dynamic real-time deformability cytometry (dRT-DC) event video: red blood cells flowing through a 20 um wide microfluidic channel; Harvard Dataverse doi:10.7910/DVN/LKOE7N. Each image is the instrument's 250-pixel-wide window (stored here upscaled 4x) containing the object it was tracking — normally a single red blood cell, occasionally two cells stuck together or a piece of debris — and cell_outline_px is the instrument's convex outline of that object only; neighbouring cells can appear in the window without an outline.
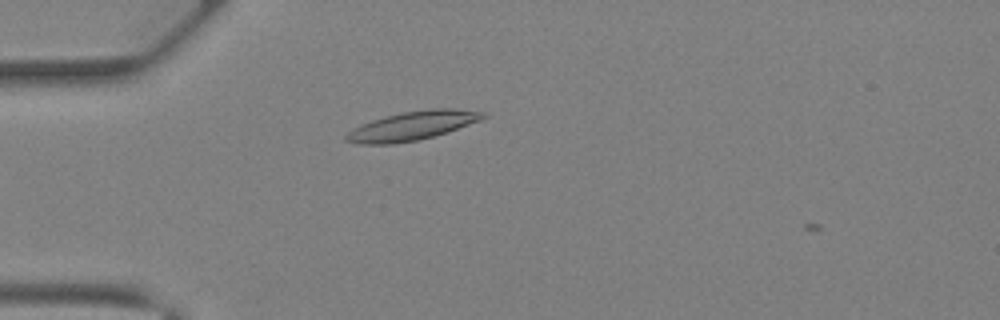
{"species": "Egyptian fruit bat (a non-hibernating species)", "species_latin": "Rousettus aegyptiacus", "temperature_condition": "warm", "stored_images_in_passage": 5, "camera_frame_rate_fps": 3000, "um_per_image_px": 0.085, "animal": {"sex": "female"}, "frame": {"image": 1, "passage_image": 4, "time_ms": 1.0, "image_size_px": [1000, 320], "cell_outline_px": [[488, 116], [480, 120], [432, 136], [416, 140], [392, 144], [356, 144], [344, 140], [344, 136], [352, 128], [360, 124], [384, 116], [404, 112], [432, 108], [456, 108], [484, 112]], "centroid_in_image_um": [34.98, 10.68], "position_along_channel_um": 50.0, "area_um2": 22.83}}